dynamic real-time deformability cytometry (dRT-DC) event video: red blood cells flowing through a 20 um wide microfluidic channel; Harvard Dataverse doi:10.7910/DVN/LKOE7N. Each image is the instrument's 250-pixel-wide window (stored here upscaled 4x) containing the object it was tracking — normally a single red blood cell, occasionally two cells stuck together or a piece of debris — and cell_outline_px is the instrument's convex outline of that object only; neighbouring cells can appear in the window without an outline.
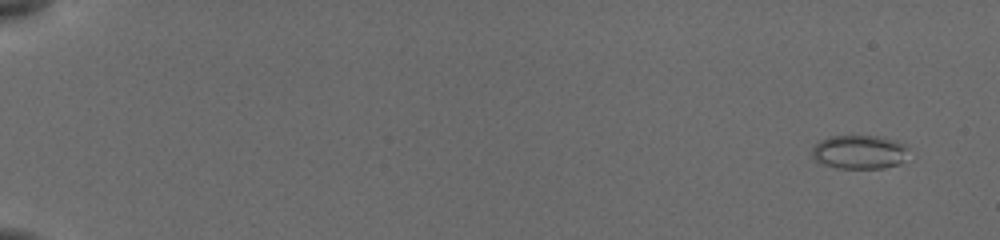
{"species": "common noctule bat (a hibernating species)", "species_latin": "Nyctalus noctula", "temperature_condition": "cold", "stored_images_in_passage": 77, "camera_frame_rate_fps": 3000, "um_per_image_px": 0.085, "animal": {"sex": "female", "body_mass_g": 19.5, "forearm_length_mm": 54.1}, "frame": {"image": 1, "passage_image": 2, "time_ms": 0.333, "image_size_px": [1000, 240], "cell_outline_px": [[908, 148], [900, 164], [884, 168], [836, 168], [820, 164], [812, 156], [812, 148], [820, 140], [832, 136], [876, 136], [896, 140], [904, 144]], "centroid_in_image_um": [73.01, 12.93], "position_along_channel_um": 12.0, "area_um2": 19.02}}
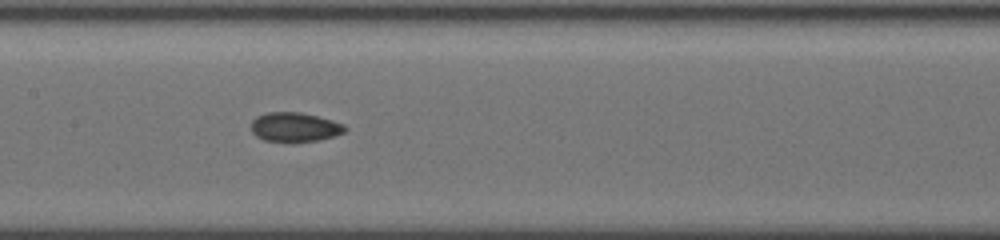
{"frame": {"image": 2, "passage_image": 52, "time_ms": 9.333, "image_size_px": [1000, 240], "cell_outline_px": [[348, 128], [344, 132], [320, 140], [292, 144], [288, 144], [264, 140], [256, 136], [252, 132], [252, 120], [256, 116], [268, 112], [300, 112], [332, 120], [344, 124]], "centroid_in_image_um": [25.04, 10.84], "position_along_channel_um": 182.4, "area_um2": 16.47}}
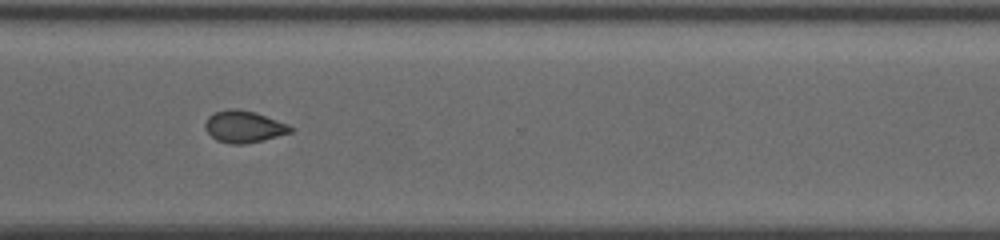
{"frame": {"image": 3, "passage_image": 76, "time_ms": 13.667, "image_size_px": [1000, 240], "cell_outline_px": [[296, 128], [292, 132], [264, 140], [244, 144], [232, 144], [216, 140], [204, 128], [204, 124], [208, 116], [216, 112], [228, 108], [236, 108], [256, 112], [288, 124]], "centroid_in_image_um": [20.75, 10.76], "position_along_channel_um": 349.9, "area_um2": 16.01}}